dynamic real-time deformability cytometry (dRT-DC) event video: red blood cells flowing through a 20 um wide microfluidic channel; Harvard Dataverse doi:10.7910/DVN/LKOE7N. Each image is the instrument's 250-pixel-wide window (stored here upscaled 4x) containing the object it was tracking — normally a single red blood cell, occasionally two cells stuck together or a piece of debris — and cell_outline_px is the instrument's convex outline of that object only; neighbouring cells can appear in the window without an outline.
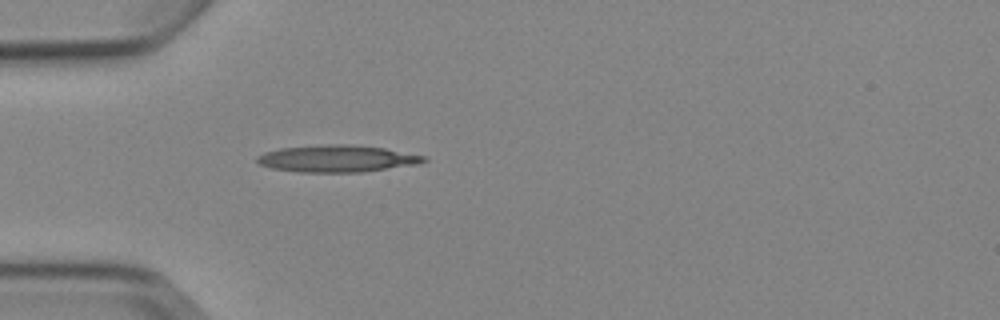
{"species": "Egyptian fruit bat (a non-hibernating species)", "species_latin": "Rousettus aegyptiacus", "temperature_condition": "cold", "stored_images_in_passage": 3, "camera_frame_rate_fps": 3000, "um_per_image_px": 0.085, "animal": {"sex": "female"}, "frame": {"image": 1, "passage_image": 3, "time_ms": 2.333, "image_size_px": [1000, 320], "cell_outline_px": [[428, 160], [416, 164], [360, 172], [300, 172], [272, 168], [260, 164], [256, 160], [256, 156], [264, 152], [280, 148], [328, 144], [348, 144], [384, 148], [428, 156]], "centroid_in_image_um": [28.65, 13.47], "position_along_channel_um": 56.4, "area_um2": 26.07}}